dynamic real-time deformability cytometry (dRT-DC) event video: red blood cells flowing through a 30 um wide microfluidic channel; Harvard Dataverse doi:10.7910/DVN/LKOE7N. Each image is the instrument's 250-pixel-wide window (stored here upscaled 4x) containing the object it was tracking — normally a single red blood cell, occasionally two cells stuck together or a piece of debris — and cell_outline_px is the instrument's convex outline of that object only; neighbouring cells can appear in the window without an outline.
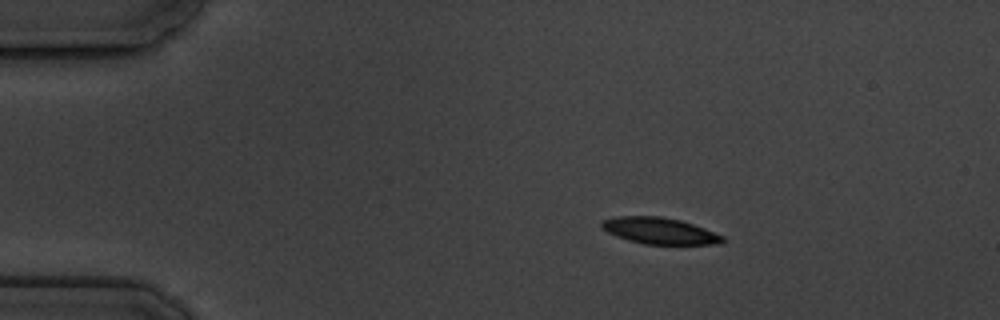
{"species": "common noctule bat (a hibernating species)", "species_latin": "Nyctalus noctula", "temperature_condition": "cold", "stored_images_in_passage": 3, "camera_frame_rate_fps": 3000, "um_per_image_px": 0.085, "animal": {"sex": "male", "body_mass_g": 19.5, "forearm_length_mm": 54.6}, "frame": {"image": 1, "passage_image": 1, "time_ms": 0.0, "image_size_px": [1000, 320], "cell_outline_px": [[724, 240], [720, 244], [644, 244], [628, 240], [616, 236], [600, 228], [600, 220], [616, 216], [660, 216], [680, 220], [704, 228], [724, 236]], "centroid_in_image_um": [56.01, 19.61], "position_along_channel_um": 29.0, "area_um2": 18.67}}